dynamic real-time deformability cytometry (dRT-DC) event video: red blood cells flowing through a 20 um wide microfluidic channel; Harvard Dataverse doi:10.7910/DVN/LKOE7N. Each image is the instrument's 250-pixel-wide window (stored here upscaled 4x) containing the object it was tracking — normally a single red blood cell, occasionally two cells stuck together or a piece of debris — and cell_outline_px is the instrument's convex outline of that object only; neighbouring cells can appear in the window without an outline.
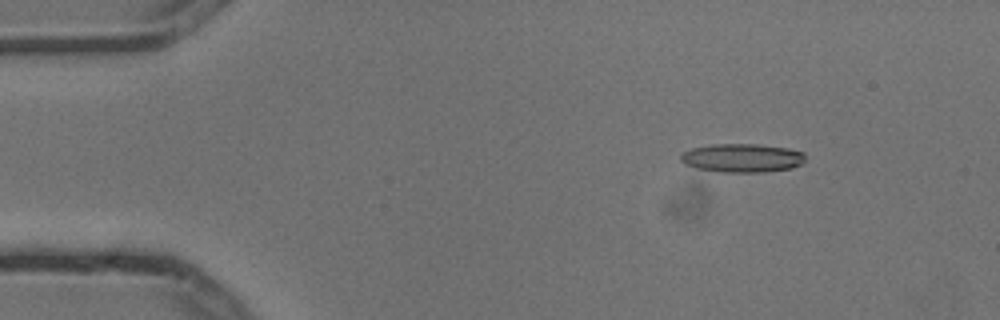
{"species": "common noctule bat (a hibernating species)", "species_latin": "Nyctalus noctula", "temperature_condition": "cold", "stored_images_in_passage": 7, "camera_frame_rate_fps": 3000, "um_per_image_px": 0.085, "animal": {"sex": "male", "body_mass_g": 13.3}, "frame": {"image": 1, "passage_image": 2, "time_ms": 0.333, "image_size_px": [1000, 320], "cell_outline_px": [[804, 160], [800, 164], [792, 168], [764, 172], [720, 172], [696, 168], [684, 164], [680, 160], [680, 152], [688, 148], [712, 144], [760, 144], [788, 148], [804, 152]], "centroid_in_image_um": [63.02, 13.42], "position_along_channel_um": 22.0, "area_um2": 21.1}}
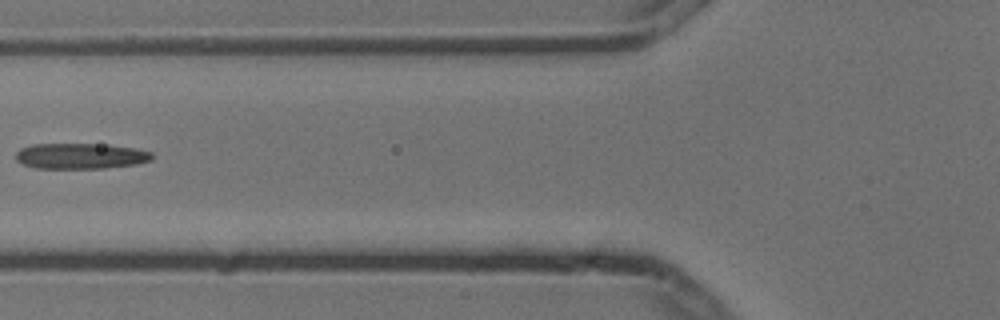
{"frame": {"image": 2, "passage_image": 6, "time_ms": 1.667, "image_size_px": [1000, 320], "cell_outline_px": [[152, 160], [136, 164], [104, 168], [36, 168], [24, 164], [16, 160], [16, 152], [20, 148], [32, 144], [108, 144], [136, 148], [152, 152]], "centroid_in_image_um": [6.86, 13.25], "position_along_channel_um": 118.9, "area_um2": 20.46}}
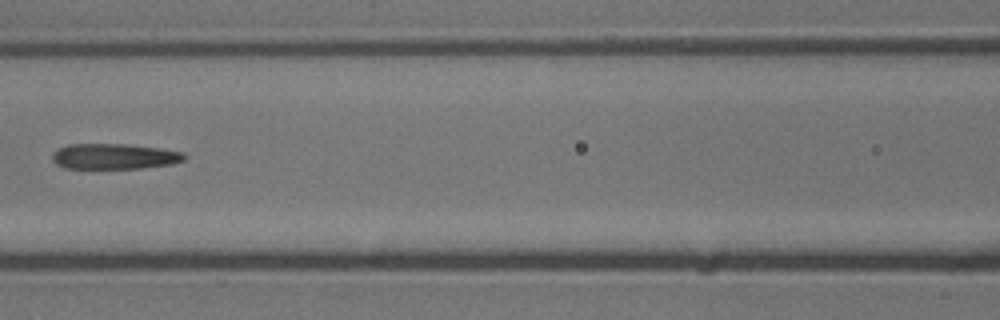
{"frame": {"image": 3, "passage_image": 7, "time_ms": 2.0, "image_size_px": [1000, 320], "cell_outline_px": [[184, 160], [172, 164], [140, 168], [64, 168], [56, 164], [52, 160], [52, 156], [60, 148], [68, 144], [128, 144], [184, 152]], "centroid_in_image_um": [9.7, 13.29], "position_along_channel_um": 156.9, "area_um2": 19.42}}